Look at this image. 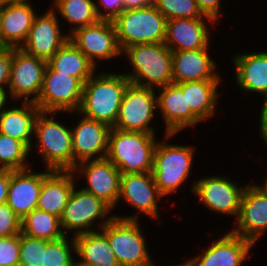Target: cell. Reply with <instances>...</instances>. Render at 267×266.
<instances>
[{"label":"cell","mask_w":267,"mask_h":266,"mask_svg":"<svg viewBox=\"0 0 267 266\" xmlns=\"http://www.w3.org/2000/svg\"><path fill=\"white\" fill-rule=\"evenodd\" d=\"M130 83L121 73H94L83 85L81 105L75 113L114 127L124 92Z\"/></svg>","instance_id":"obj_1"},{"label":"cell","mask_w":267,"mask_h":266,"mask_svg":"<svg viewBox=\"0 0 267 266\" xmlns=\"http://www.w3.org/2000/svg\"><path fill=\"white\" fill-rule=\"evenodd\" d=\"M156 138L152 133L126 132L111 127L106 158L121 174L152 172Z\"/></svg>","instance_id":"obj_2"},{"label":"cell","mask_w":267,"mask_h":266,"mask_svg":"<svg viewBox=\"0 0 267 266\" xmlns=\"http://www.w3.org/2000/svg\"><path fill=\"white\" fill-rule=\"evenodd\" d=\"M132 71L124 73L132 84L156 89L172 84V51L164 43L129 46L122 51Z\"/></svg>","instance_id":"obj_3"},{"label":"cell","mask_w":267,"mask_h":266,"mask_svg":"<svg viewBox=\"0 0 267 266\" xmlns=\"http://www.w3.org/2000/svg\"><path fill=\"white\" fill-rule=\"evenodd\" d=\"M52 114V115H51ZM51 116V117H50ZM55 112L40 111L34 124V145L45 168L58 171L74 169L72 131L54 120ZM37 138V139H36Z\"/></svg>","instance_id":"obj_4"},{"label":"cell","mask_w":267,"mask_h":266,"mask_svg":"<svg viewBox=\"0 0 267 266\" xmlns=\"http://www.w3.org/2000/svg\"><path fill=\"white\" fill-rule=\"evenodd\" d=\"M113 216L100 231L107 237L119 265L145 266L151 262L146 237L139 224V215Z\"/></svg>","instance_id":"obj_5"},{"label":"cell","mask_w":267,"mask_h":266,"mask_svg":"<svg viewBox=\"0 0 267 266\" xmlns=\"http://www.w3.org/2000/svg\"><path fill=\"white\" fill-rule=\"evenodd\" d=\"M112 22L121 51L137 44L164 43L167 19L154 4L123 10Z\"/></svg>","instance_id":"obj_6"},{"label":"cell","mask_w":267,"mask_h":266,"mask_svg":"<svg viewBox=\"0 0 267 266\" xmlns=\"http://www.w3.org/2000/svg\"><path fill=\"white\" fill-rule=\"evenodd\" d=\"M195 147L159 142L154 152L153 170L155 184L165 197L178 191L189 179Z\"/></svg>","instance_id":"obj_7"},{"label":"cell","mask_w":267,"mask_h":266,"mask_svg":"<svg viewBox=\"0 0 267 266\" xmlns=\"http://www.w3.org/2000/svg\"><path fill=\"white\" fill-rule=\"evenodd\" d=\"M76 189L77 188L74 187V190L64 207L63 214L60 217L63 233L68 235L66 233L73 230L74 237L82 233L97 231V228L95 230L93 226L96 227V222L101 219L98 223V230H100L114 217L112 215L108 216V214L112 212V209L101 199L84 191L82 188L81 190Z\"/></svg>","instance_id":"obj_8"},{"label":"cell","mask_w":267,"mask_h":266,"mask_svg":"<svg viewBox=\"0 0 267 266\" xmlns=\"http://www.w3.org/2000/svg\"><path fill=\"white\" fill-rule=\"evenodd\" d=\"M155 89L130 83L123 95L119 114L113 128L126 132L156 134L149 126L155 116L157 95Z\"/></svg>","instance_id":"obj_9"},{"label":"cell","mask_w":267,"mask_h":266,"mask_svg":"<svg viewBox=\"0 0 267 266\" xmlns=\"http://www.w3.org/2000/svg\"><path fill=\"white\" fill-rule=\"evenodd\" d=\"M83 85L70 74H60L46 65L42 88L35 104L42 112H77L82 101Z\"/></svg>","instance_id":"obj_10"},{"label":"cell","mask_w":267,"mask_h":266,"mask_svg":"<svg viewBox=\"0 0 267 266\" xmlns=\"http://www.w3.org/2000/svg\"><path fill=\"white\" fill-rule=\"evenodd\" d=\"M191 187V192L211 212L234 216L237 220L246 185L239 186L225 175H214L196 179Z\"/></svg>","instance_id":"obj_11"},{"label":"cell","mask_w":267,"mask_h":266,"mask_svg":"<svg viewBox=\"0 0 267 266\" xmlns=\"http://www.w3.org/2000/svg\"><path fill=\"white\" fill-rule=\"evenodd\" d=\"M47 61L28 54L21 48H13L9 100L36 102L43 84ZM25 98V99H24Z\"/></svg>","instance_id":"obj_12"},{"label":"cell","mask_w":267,"mask_h":266,"mask_svg":"<svg viewBox=\"0 0 267 266\" xmlns=\"http://www.w3.org/2000/svg\"><path fill=\"white\" fill-rule=\"evenodd\" d=\"M69 39L95 67L100 64L97 62L98 59L108 61L122 55L112 21L99 20L94 24L77 28L69 35Z\"/></svg>","instance_id":"obj_13"},{"label":"cell","mask_w":267,"mask_h":266,"mask_svg":"<svg viewBox=\"0 0 267 266\" xmlns=\"http://www.w3.org/2000/svg\"><path fill=\"white\" fill-rule=\"evenodd\" d=\"M76 176H84L87 187L83 190L95 195L112 210L116 208L120 195L119 169L106 157L80 162L72 170Z\"/></svg>","instance_id":"obj_14"},{"label":"cell","mask_w":267,"mask_h":266,"mask_svg":"<svg viewBox=\"0 0 267 266\" xmlns=\"http://www.w3.org/2000/svg\"><path fill=\"white\" fill-rule=\"evenodd\" d=\"M236 223V227L230 231L254 245L266 232L267 192L260 185L255 183L246 185Z\"/></svg>","instance_id":"obj_15"},{"label":"cell","mask_w":267,"mask_h":266,"mask_svg":"<svg viewBox=\"0 0 267 266\" xmlns=\"http://www.w3.org/2000/svg\"><path fill=\"white\" fill-rule=\"evenodd\" d=\"M57 16L51 8L46 14H37L21 49L30 55L48 61L69 39L67 32L62 34Z\"/></svg>","instance_id":"obj_16"},{"label":"cell","mask_w":267,"mask_h":266,"mask_svg":"<svg viewBox=\"0 0 267 266\" xmlns=\"http://www.w3.org/2000/svg\"><path fill=\"white\" fill-rule=\"evenodd\" d=\"M157 106L165 122V140L175 137L181 130L196 126L202 121L187 107L186 93L177 84L158 88Z\"/></svg>","instance_id":"obj_17"},{"label":"cell","mask_w":267,"mask_h":266,"mask_svg":"<svg viewBox=\"0 0 267 266\" xmlns=\"http://www.w3.org/2000/svg\"><path fill=\"white\" fill-rule=\"evenodd\" d=\"M254 244L231 231L202 251L199 256L186 261V266H241L251 256ZM250 254V255H249Z\"/></svg>","instance_id":"obj_18"},{"label":"cell","mask_w":267,"mask_h":266,"mask_svg":"<svg viewBox=\"0 0 267 266\" xmlns=\"http://www.w3.org/2000/svg\"><path fill=\"white\" fill-rule=\"evenodd\" d=\"M161 197L164 196L159 192L152 172L121 174L118 203L123 199L138 210L137 214L144 213L159 220L158 200Z\"/></svg>","instance_id":"obj_19"},{"label":"cell","mask_w":267,"mask_h":266,"mask_svg":"<svg viewBox=\"0 0 267 266\" xmlns=\"http://www.w3.org/2000/svg\"><path fill=\"white\" fill-rule=\"evenodd\" d=\"M82 117L71 129L74 168L80 162L106 157L111 130L105 123Z\"/></svg>","instance_id":"obj_20"},{"label":"cell","mask_w":267,"mask_h":266,"mask_svg":"<svg viewBox=\"0 0 267 266\" xmlns=\"http://www.w3.org/2000/svg\"><path fill=\"white\" fill-rule=\"evenodd\" d=\"M30 169L10 170L6 203L20 219L37 209L42 181L52 171L46 168L37 173Z\"/></svg>","instance_id":"obj_21"},{"label":"cell","mask_w":267,"mask_h":266,"mask_svg":"<svg viewBox=\"0 0 267 266\" xmlns=\"http://www.w3.org/2000/svg\"><path fill=\"white\" fill-rule=\"evenodd\" d=\"M216 24L210 18H178L167 20L164 44L171 51L199 50L209 46L210 37L206 23Z\"/></svg>","instance_id":"obj_22"},{"label":"cell","mask_w":267,"mask_h":266,"mask_svg":"<svg viewBox=\"0 0 267 266\" xmlns=\"http://www.w3.org/2000/svg\"><path fill=\"white\" fill-rule=\"evenodd\" d=\"M208 50L209 46L199 50L172 51L173 83L221 80L222 76L216 73V62L210 57Z\"/></svg>","instance_id":"obj_23"},{"label":"cell","mask_w":267,"mask_h":266,"mask_svg":"<svg viewBox=\"0 0 267 266\" xmlns=\"http://www.w3.org/2000/svg\"><path fill=\"white\" fill-rule=\"evenodd\" d=\"M28 1L3 3L1 34L3 47L21 48L37 13Z\"/></svg>","instance_id":"obj_24"},{"label":"cell","mask_w":267,"mask_h":266,"mask_svg":"<svg viewBox=\"0 0 267 266\" xmlns=\"http://www.w3.org/2000/svg\"><path fill=\"white\" fill-rule=\"evenodd\" d=\"M73 171L52 170L42 181L37 209L62 216L77 182Z\"/></svg>","instance_id":"obj_25"},{"label":"cell","mask_w":267,"mask_h":266,"mask_svg":"<svg viewBox=\"0 0 267 266\" xmlns=\"http://www.w3.org/2000/svg\"><path fill=\"white\" fill-rule=\"evenodd\" d=\"M235 78L241 90L261 94L267 100V52L233 55Z\"/></svg>","instance_id":"obj_26"},{"label":"cell","mask_w":267,"mask_h":266,"mask_svg":"<svg viewBox=\"0 0 267 266\" xmlns=\"http://www.w3.org/2000/svg\"><path fill=\"white\" fill-rule=\"evenodd\" d=\"M21 104L23 106H7L9 108L0 113V133L22 141L31 152L34 124L40 109L35 102L22 101Z\"/></svg>","instance_id":"obj_27"},{"label":"cell","mask_w":267,"mask_h":266,"mask_svg":"<svg viewBox=\"0 0 267 266\" xmlns=\"http://www.w3.org/2000/svg\"><path fill=\"white\" fill-rule=\"evenodd\" d=\"M76 266H120L107 237L101 231L82 233L74 237Z\"/></svg>","instance_id":"obj_28"},{"label":"cell","mask_w":267,"mask_h":266,"mask_svg":"<svg viewBox=\"0 0 267 266\" xmlns=\"http://www.w3.org/2000/svg\"><path fill=\"white\" fill-rule=\"evenodd\" d=\"M222 80L187 81L177 84L186 93L187 107L203 122L213 117Z\"/></svg>","instance_id":"obj_29"},{"label":"cell","mask_w":267,"mask_h":266,"mask_svg":"<svg viewBox=\"0 0 267 266\" xmlns=\"http://www.w3.org/2000/svg\"><path fill=\"white\" fill-rule=\"evenodd\" d=\"M47 65L60 74H70L83 84L94 72L97 73V67L70 39L47 61Z\"/></svg>","instance_id":"obj_30"},{"label":"cell","mask_w":267,"mask_h":266,"mask_svg":"<svg viewBox=\"0 0 267 266\" xmlns=\"http://www.w3.org/2000/svg\"><path fill=\"white\" fill-rule=\"evenodd\" d=\"M21 232L32 238L53 241L62 238L60 218L52 213L34 209L21 219Z\"/></svg>","instance_id":"obj_31"},{"label":"cell","mask_w":267,"mask_h":266,"mask_svg":"<svg viewBox=\"0 0 267 266\" xmlns=\"http://www.w3.org/2000/svg\"><path fill=\"white\" fill-rule=\"evenodd\" d=\"M51 9L56 10L61 18L74 26L68 35L80 27L94 24L100 19L97 16L95 1L93 0H53Z\"/></svg>","instance_id":"obj_32"},{"label":"cell","mask_w":267,"mask_h":266,"mask_svg":"<svg viewBox=\"0 0 267 266\" xmlns=\"http://www.w3.org/2000/svg\"><path fill=\"white\" fill-rule=\"evenodd\" d=\"M29 155L30 149L22 141L0 133L1 170L15 171L30 168V162L27 160Z\"/></svg>","instance_id":"obj_33"},{"label":"cell","mask_w":267,"mask_h":266,"mask_svg":"<svg viewBox=\"0 0 267 266\" xmlns=\"http://www.w3.org/2000/svg\"><path fill=\"white\" fill-rule=\"evenodd\" d=\"M65 235L60 239L48 241L46 240V249L43 251L42 266H76V246L74 236Z\"/></svg>","instance_id":"obj_34"},{"label":"cell","mask_w":267,"mask_h":266,"mask_svg":"<svg viewBox=\"0 0 267 266\" xmlns=\"http://www.w3.org/2000/svg\"><path fill=\"white\" fill-rule=\"evenodd\" d=\"M154 6L167 20L208 18L202 14L195 0H154Z\"/></svg>","instance_id":"obj_35"},{"label":"cell","mask_w":267,"mask_h":266,"mask_svg":"<svg viewBox=\"0 0 267 266\" xmlns=\"http://www.w3.org/2000/svg\"><path fill=\"white\" fill-rule=\"evenodd\" d=\"M45 249V239L32 238L21 232L18 266H42Z\"/></svg>","instance_id":"obj_36"},{"label":"cell","mask_w":267,"mask_h":266,"mask_svg":"<svg viewBox=\"0 0 267 266\" xmlns=\"http://www.w3.org/2000/svg\"><path fill=\"white\" fill-rule=\"evenodd\" d=\"M20 234L0 237V266H18Z\"/></svg>","instance_id":"obj_37"},{"label":"cell","mask_w":267,"mask_h":266,"mask_svg":"<svg viewBox=\"0 0 267 266\" xmlns=\"http://www.w3.org/2000/svg\"><path fill=\"white\" fill-rule=\"evenodd\" d=\"M21 233V219L7 203L0 205V237L14 236Z\"/></svg>","instance_id":"obj_38"},{"label":"cell","mask_w":267,"mask_h":266,"mask_svg":"<svg viewBox=\"0 0 267 266\" xmlns=\"http://www.w3.org/2000/svg\"><path fill=\"white\" fill-rule=\"evenodd\" d=\"M98 4L95 3V8L97 16L100 20L113 21L123 10H124V1L123 0H97ZM103 10L101 11V8Z\"/></svg>","instance_id":"obj_39"},{"label":"cell","mask_w":267,"mask_h":266,"mask_svg":"<svg viewBox=\"0 0 267 266\" xmlns=\"http://www.w3.org/2000/svg\"><path fill=\"white\" fill-rule=\"evenodd\" d=\"M13 48H0V85L8 87L11 77Z\"/></svg>","instance_id":"obj_40"},{"label":"cell","mask_w":267,"mask_h":266,"mask_svg":"<svg viewBox=\"0 0 267 266\" xmlns=\"http://www.w3.org/2000/svg\"><path fill=\"white\" fill-rule=\"evenodd\" d=\"M202 14L214 22H218L220 15V0H195Z\"/></svg>","instance_id":"obj_41"},{"label":"cell","mask_w":267,"mask_h":266,"mask_svg":"<svg viewBox=\"0 0 267 266\" xmlns=\"http://www.w3.org/2000/svg\"><path fill=\"white\" fill-rule=\"evenodd\" d=\"M10 183V170L0 169V205L6 203Z\"/></svg>","instance_id":"obj_42"},{"label":"cell","mask_w":267,"mask_h":266,"mask_svg":"<svg viewBox=\"0 0 267 266\" xmlns=\"http://www.w3.org/2000/svg\"><path fill=\"white\" fill-rule=\"evenodd\" d=\"M262 105L263 106L261 108L260 118H259L260 119L259 136L265 143V146H267V100H264Z\"/></svg>","instance_id":"obj_43"},{"label":"cell","mask_w":267,"mask_h":266,"mask_svg":"<svg viewBox=\"0 0 267 266\" xmlns=\"http://www.w3.org/2000/svg\"><path fill=\"white\" fill-rule=\"evenodd\" d=\"M124 10L138 9L154 4V0H123Z\"/></svg>","instance_id":"obj_44"},{"label":"cell","mask_w":267,"mask_h":266,"mask_svg":"<svg viewBox=\"0 0 267 266\" xmlns=\"http://www.w3.org/2000/svg\"><path fill=\"white\" fill-rule=\"evenodd\" d=\"M6 89H8V87H4L0 85V111H4L5 109H7V107L5 108V105H7V99H8V95H10L9 91ZM0 112V113H1Z\"/></svg>","instance_id":"obj_45"},{"label":"cell","mask_w":267,"mask_h":266,"mask_svg":"<svg viewBox=\"0 0 267 266\" xmlns=\"http://www.w3.org/2000/svg\"><path fill=\"white\" fill-rule=\"evenodd\" d=\"M3 10V3L0 1V48L3 47V39H2V34H1V14Z\"/></svg>","instance_id":"obj_46"},{"label":"cell","mask_w":267,"mask_h":266,"mask_svg":"<svg viewBox=\"0 0 267 266\" xmlns=\"http://www.w3.org/2000/svg\"><path fill=\"white\" fill-rule=\"evenodd\" d=\"M2 3H10V2H24L29 0H0Z\"/></svg>","instance_id":"obj_47"},{"label":"cell","mask_w":267,"mask_h":266,"mask_svg":"<svg viewBox=\"0 0 267 266\" xmlns=\"http://www.w3.org/2000/svg\"><path fill=\"white\" fill-rule=\"evenodd\" d=\"M145 266H156V264L154 263V261L152 260L151 262H149L147 265ZM175 266H186V262L179 264V265H175Z\"/></svg>","instance_id":"obj_48"},{"label":"cell","mask_w":267,"mask_h":266,"mask_svg":"<svg viewBox=\"0 0 267 266\" xmlns=\"http://www.w3.org/2000/svg\"><path fill=\"white\" fill-rule=\"evenodd\" d=\"M260 186L267 192V176H266L264 183Z\"/></svg>","instance_id":"obj_49"}]
</instances>
